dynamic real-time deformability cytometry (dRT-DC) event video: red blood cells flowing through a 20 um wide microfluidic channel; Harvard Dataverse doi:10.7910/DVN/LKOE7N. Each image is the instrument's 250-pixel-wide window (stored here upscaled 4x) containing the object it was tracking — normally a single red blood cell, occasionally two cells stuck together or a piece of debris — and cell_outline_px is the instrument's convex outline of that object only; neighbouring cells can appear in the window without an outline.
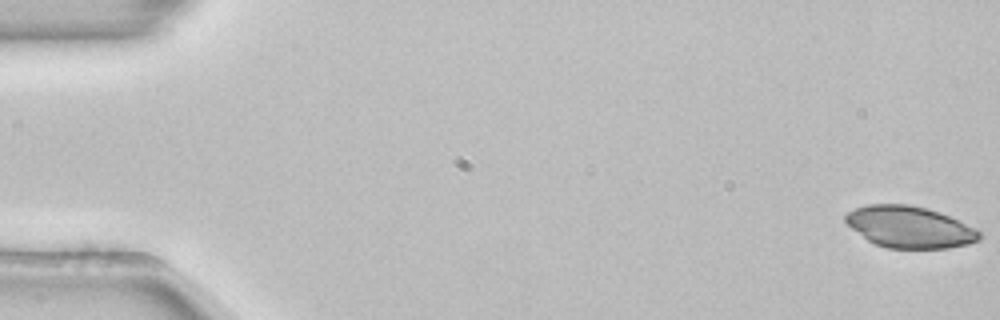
{"species": "common noctule bat (a hibernating species)", "species_latin": "Nyctalus noctula", "temperature_condition": "room temperature", "stored_images_in_passage": 13, "camera_frame_rate_fps": 3000, "um_per_image_px": 0.085, "animal": {"sex": "female", "body_mass_g": 22.7, "forearm_length_mm": 54.2}, "frame": {"image": 1, "passage_image": 1, "time_ms": 0.0, "image_size_px": [1000, 320], "cell_outline_px": [[984, 236], [980, 240], [968, 244], [948, 248], [888, 248], [876, 244], [868, 240], [852, 228], [844, 220], [844, 216], [848, 212], [856, 208], [868, 204], [908, 204], [940, 212], [976, 228]], "centroid_in_image_um": [77.35, 19.3], "position_along_channel_um": 7.6, "area_um2": 32.37}}